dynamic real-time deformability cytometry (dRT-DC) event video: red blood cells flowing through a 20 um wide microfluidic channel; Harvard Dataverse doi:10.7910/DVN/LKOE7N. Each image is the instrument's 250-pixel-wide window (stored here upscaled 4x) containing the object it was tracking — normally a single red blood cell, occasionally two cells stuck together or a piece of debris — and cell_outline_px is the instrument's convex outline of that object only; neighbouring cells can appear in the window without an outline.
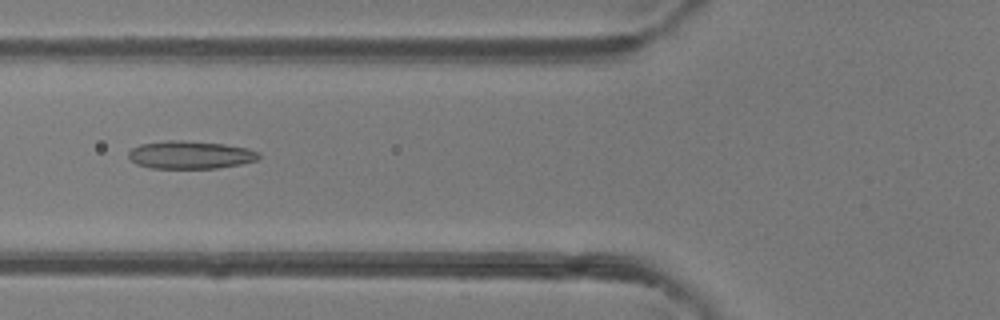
{"species": "common noctule bat (a hibernating species)", "species_latin": "Nyctalus noctula", "temperature_condition": "room temperature", "stored_images_in_passage": 48, "camera_frame_rate_fps": 3000, "um_per_image_px": 0.085, "animal": {"sex": "female"}, "frame": {"image": 1, "passage_image": 19, "time_ms": 6.0, "image_size_px": [1000, 320], "cell_outline_px": [[260, 156], [256, 160], [240, 164], [216, 168], [152, 168], [136, 164], [128, 156], [128, 152], [132, 148], [140, 144], [168, 140], [176, 140], [224, 144], [248, 148], [260, 152]], "centroid_in_image_um": [16.17, 13.16], "position_along_channel_um": 109.6, "area_um2": 21.04}}
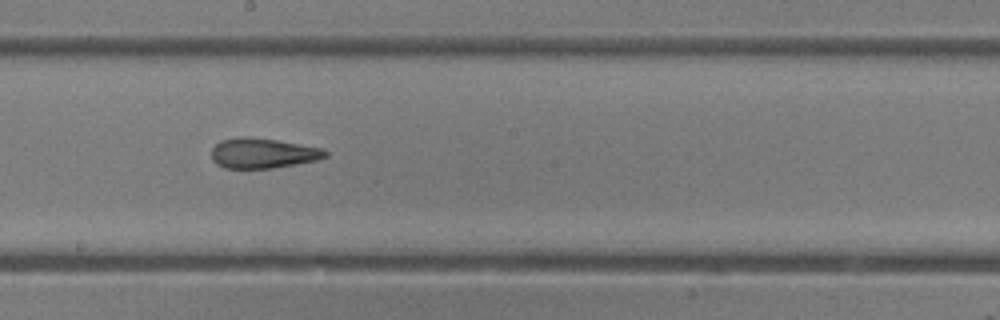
{"frame": {"image": 2, "passage_image": 27, "time_ms": 8.667, "image_size_px": [1000, 320], "cell_outline_px": [[328, 156], [316, 160], [296, 164], [272, 168], [224, 168], [216, 164], [212, 160], [212, 148], [220, 140], [240, 136], [248, 136], [276, 140], [324, 148], [328, 152]], "centroid_in_image_um": [22.33, 13.01], "position_along_channel_um": 225.9, "area_um2": 20.11}}
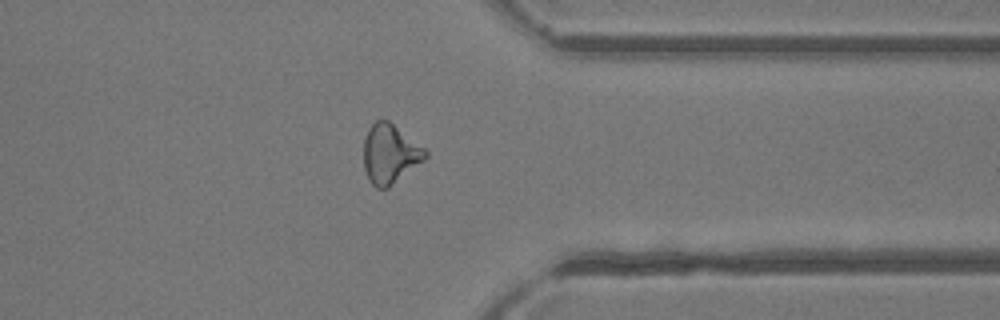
{"frame": {"image": 3, "passage_image": 38, "time_ms": 12.333, "image_size_px": [1000, 320], "cell_outline_px": [[428, 156], [424, 160], [388, 188], [376, 188], [368, 180], [364, 168], [364, 140], [368, 128], [376, 120], [388, 120], [424, 148], [428, 152]], "centroid_in_image_um": [33.13, 13.09], "position_along_channel_um": 378.3, "area_um2": 21.15}, "authors_computed_cell_mechanics": {"area_um2": 21.1548, "velocity_mm_per_s": 4.341, "shape_relaxation_time_tau1_ms": 6.4969, "shape_relaxation_time_tau2_ms": 2.1758, "deformation_change_tau1": 0.2108, "deformation_change_tau2": 0.1301}}